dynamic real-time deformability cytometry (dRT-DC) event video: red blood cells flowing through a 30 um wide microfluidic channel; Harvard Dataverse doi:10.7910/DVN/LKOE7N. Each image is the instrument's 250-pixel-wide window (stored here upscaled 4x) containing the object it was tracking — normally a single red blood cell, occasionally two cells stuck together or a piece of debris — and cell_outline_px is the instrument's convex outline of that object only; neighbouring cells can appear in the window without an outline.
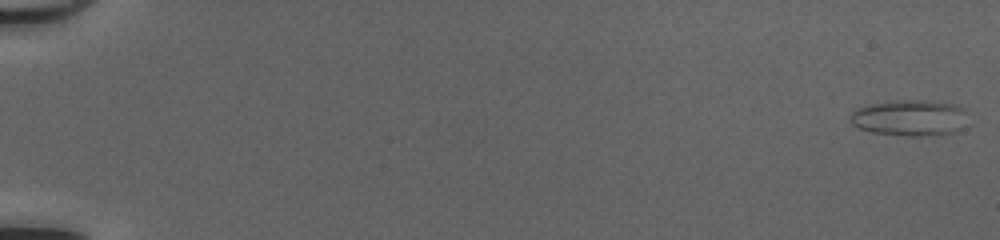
{"species": "common noctule bat (a hibernating species)", "species_latin": "Nyctalus noctula", "temperature_condition": "cold", "stored_images_in_passage": 52, "camera_frame_rate_fps": 3000, "um_per_image_px": 0.085, "animal": {"sex": "female", "body_mass_g": 20.0, "forearm_length_mm": 54.0}, "frame": {"image": 1, "passage_image": 1, "time_ms": 0.0, "image_size_px": [1000, 240], "cell_outline_px": [[968, 112], [964, 128], [956, 132], [936, 136], [908, 136], [872, 132], [860, 128], [852, 124], [848, 116], [856, 108], [868, 104], [896, 100], [928, 100], [956, 104], [964, 108]], "centroid_in_image_um": [77.38, 10.02], "position_along_channel_um": 7.6, "area_um2": 25.37}}
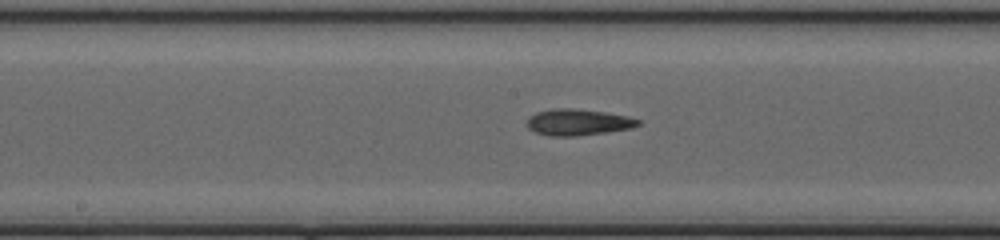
{"frame": {"image": 2, "passage_image": 29, "time_ms": 9.333, "image_size_px": [1000, 240], "cell_outline_px": [[640, 124], [632, 128], [608, 132], [576, 136], [548, 136], [536, 132], [528, 128], [528, 116], [536, 112], [552, 108], [576, 108], [604, 112], [628, 116], [640, 120]], "centroid_in_image_um": [49.12, 10.38], "position_along_channel_um": 199.1, "area_um2": 17.17}}
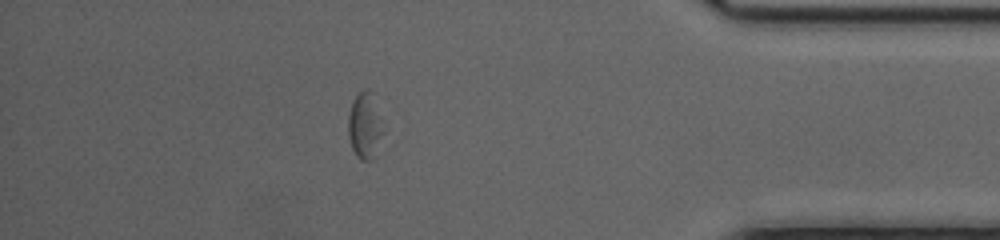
{"frame": {"image": 3, "passage_image": 46, "time_ms": 15.0, "image_size_px": [1000, 240], "cell_outline_px": [[392, 128], [376, 156], [372, 160], [360, 160], [356, 156], [352, 148], [348, 136], [348, 116], [352, 104], [356, 96], [364, 88], [368, 88], [376, 92]], "centroid_in_image_um": [31.24, 10.63], "position_along_channel_um": 404.0, "area_um2": 16.07}, "authors_computed_cell_mechanics": {"area_um2": 17.34, "velocity_mm_per_s": 4.1378, "shape_relaxation_time_tau1_ms": 4.7007, "shape_relaxation_time_tau2_ms": 6.1355, "deformation_change_tau1": 0.1212, "deformation_change_tau2": 0.1553}}